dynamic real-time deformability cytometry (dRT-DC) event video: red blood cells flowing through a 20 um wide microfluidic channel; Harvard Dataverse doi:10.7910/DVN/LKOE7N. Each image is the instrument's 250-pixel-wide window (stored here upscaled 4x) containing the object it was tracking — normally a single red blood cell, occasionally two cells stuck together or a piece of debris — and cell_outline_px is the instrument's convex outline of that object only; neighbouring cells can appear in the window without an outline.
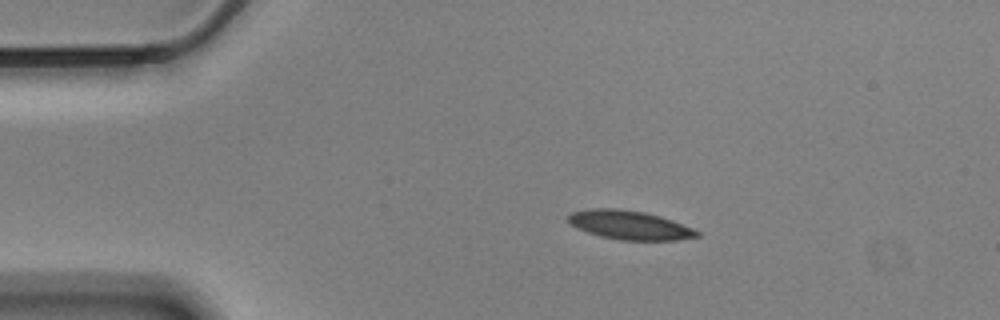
{"species": "Egyptian fruit bat (a non-hibernating species)", "species_latin": "Rousettus aegyptiacus", "temperature_condition": "cold", "stored_images_in_passage": 47, "camera_frame_rate_fps": 3000, "um_per_image_px": 0.085, "animal": {"sex": "male"}, "frame": {"image": 1, "passage_image": 1, "time_ms": 0.0, "image_size_px": [1000, 320], "cell_outline_px": [[700, 236], [676, 240], [620, 240], [600, 236], [576, 228], [568, 220], [568, 216], [572, 212], [592, 208], [616, 208], [644, 212], [660, 216], [672, 220], [692, 228], [700, 232]], "centroid_in_image_um": [53.52, 19.13], "position_along_channel_um": 31.5, "area_um2": 21.56}}
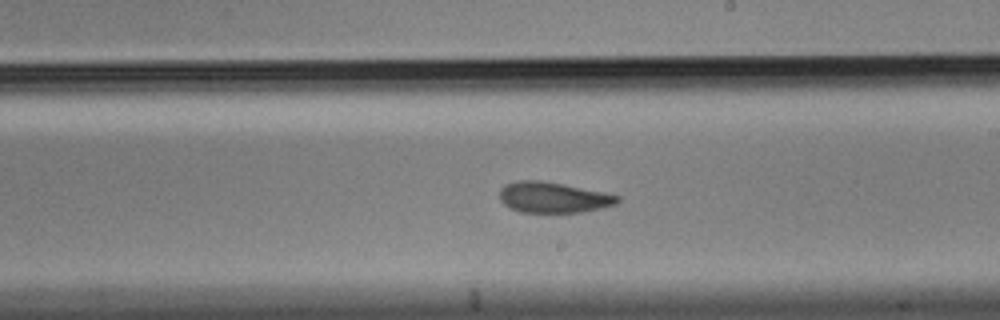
{"frame": {"image": 2, "passage_image": 23, "time_ms": 7.333, "image_size_px": [1000, 320], "cell_outline_px": [[620, 200], [616, 204], [600, 208], [580, 212], [520, 212], [504, 204], [500, 200], [500, 188], [504, 184], [520, 180], [540, 180], [604, 192], [620, 196]], "centroid_in_image_um": [47.01, 16.77], "position_along_channel_um": 242.0, "area_um2": 20.92}}
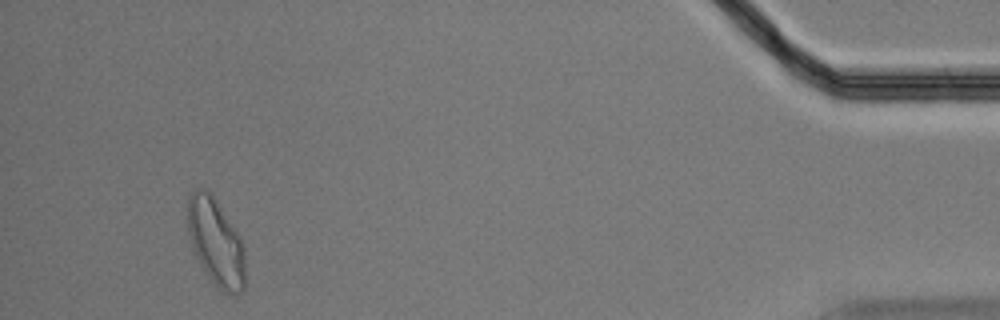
{"frame": {"image": 3, "passage_image": 44, "time_ms": 14.333, "image_size_px": [1000, 320], "cell_outline_px": [[244, 288], [240, 292], [224, 292], [208, 276], [200, 264], [192, 248], [188, 236], [188, 196], [196, 188], [204, 188], [212, 196], [240, 236], [244, 244]], "centroid_in_image_um": [18.33, 20.57], "position_along_channel_um": 416.9, "area_um2": 28.67}, "authors_computed_cell_mechanics": {"area_um2": 22.1374, "velocity_mm_per_s": 3.5038, "shape_relaxation_time_tau1_ms": 7.2141, "shape_relaxation_time_tau2_ms": 3.4966, "deformation_change_tau1": 0.1523, "deformation_change_tau2": 0.0932}}